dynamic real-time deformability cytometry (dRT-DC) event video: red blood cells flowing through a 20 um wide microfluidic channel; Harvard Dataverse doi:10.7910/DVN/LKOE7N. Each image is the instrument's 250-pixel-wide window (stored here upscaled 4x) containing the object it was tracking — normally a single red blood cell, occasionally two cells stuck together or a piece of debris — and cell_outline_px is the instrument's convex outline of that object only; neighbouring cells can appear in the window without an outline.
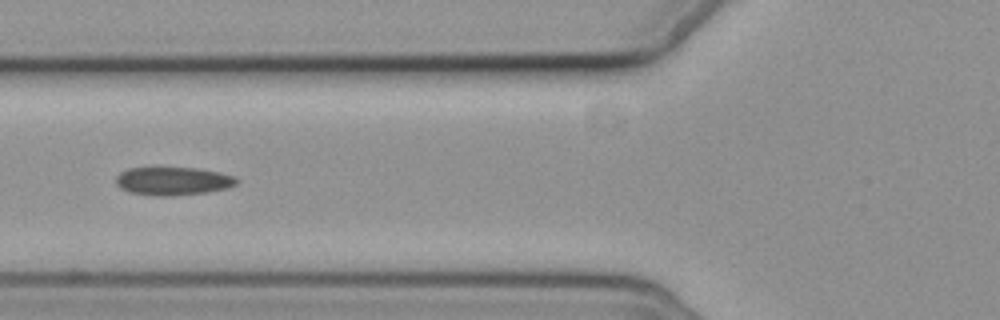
{"species": "common noctule bat (a hibernating species)", "species_latin": "Nyctalus noctula", "temperature_condition": "cold", "stored_images_in_passage": 2, "camera_frame_rate_fps": 3000, "um_per_image_px": 0.085, "animal": {"sex": "female", "body_mass_g": 19.3, "forearm_length_mm": 54.1}, "frame": {"image": 1, "passage_image": 2, "time_ms": 1.0, "image_size_px": [1000, 320], "cell_outline_px": [[236, 184], [228, 188], [208, 192], [172, 196], [160, 196], [128, 192], [120, 188], [116, 184], [116, 176], [120, 172], [128, 168], [196, 168], [220, 172], [236, 176]], "centroid_in_image_um": [14.7, 15.39], "position_along_channel_um": 111.1, "area_um2": 19.88}}